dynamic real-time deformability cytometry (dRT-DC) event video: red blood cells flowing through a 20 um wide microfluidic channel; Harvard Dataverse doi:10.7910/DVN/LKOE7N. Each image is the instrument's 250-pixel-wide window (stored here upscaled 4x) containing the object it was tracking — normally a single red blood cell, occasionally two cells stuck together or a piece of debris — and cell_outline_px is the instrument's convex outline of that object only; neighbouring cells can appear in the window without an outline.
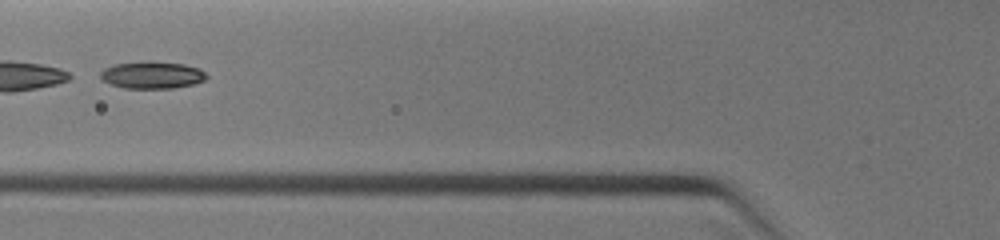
{"species": "common noctule bat (a hibernating species)", "species_latin": "Nyctalus noctula", "temperature_condition": "warm", "stored_images_in_passage": 39, "camera_frame_rate_fps": 3000, "um_per_image_px": 0.085, "animal": {"sex": "female", "body_mass_g": 19.0, "forearm_length_mm": 51.5}, "frame": {"image": 1, "passage_image": 16, "time_ms": 4.333, "image_size_px": [1000, 240], "cell_outline_px": [[208, 76], [204, 80], [192, 84], [172, 88], [124, 88], [112, 84], [104, 80], [100, 76], [100, 72], [104, 68], [116, 64], [148, 60], [184, 64], [200, 68]], "centroid_in_image_um": [12.94, 6.36], "position_along_channel_um": 112.9, "area_um2": 16.76}}
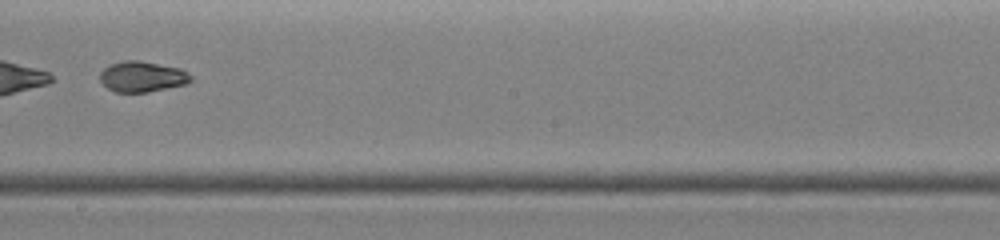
{"frame": {"image": 2, "passage_image": 24, "time_ms": 6.667, "image_size_px": [1000, 240], "cell_outline_px": [[192, 80], [188, 84], [144, 92], [116, 92], [108, 88], [100, 80], [100, 72], [104, 68], [112, 64], [124, 60], [140, 60], [180, 68], [188, 72], [192, 76]], "centroid_in_image_um": [12.11, 6.5], "position_along_channel_um": 236.1, "area_um2": 16.18}}
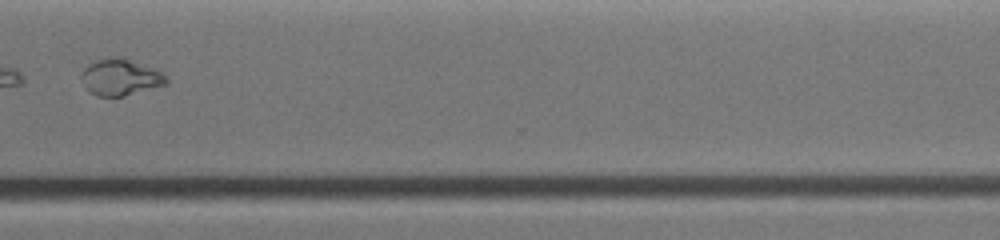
{"frame": {"image": 3, "passage_image": 32, "time_ms": 9.0, "image_size_px": [1000, 240], "cell_outline_px": [[168, 84], [124, 96], [96, 96], [84, 88], [80, 76], [84, 68], [92, 60], [108, 56], [124, 56], [160, 72], [168, 76]], "centroid_in_image_um": [10.19, 6.54], "position_along_channel_um": 360.4, "area_um2": 18.5}}